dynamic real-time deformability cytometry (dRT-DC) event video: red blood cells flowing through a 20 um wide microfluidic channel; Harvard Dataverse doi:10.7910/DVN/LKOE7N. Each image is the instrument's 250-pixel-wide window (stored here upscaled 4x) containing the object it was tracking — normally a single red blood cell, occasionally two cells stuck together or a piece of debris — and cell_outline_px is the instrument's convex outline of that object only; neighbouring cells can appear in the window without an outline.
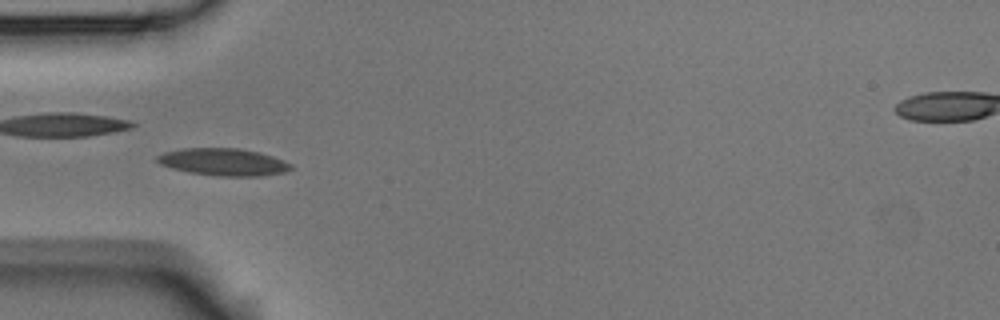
{"species": "Egyptian fruit bat (a non-hibernating species)", "species_latin": "Rousettus aegyptiacus", "temperature_condition": "room temperature", "stored_images_in_passage": 56, "camera_frame_rate_fps": 3000, "um_per_image_px": 0.085, "animal": {"sex": "male"}, "frame": {"image": 1, "passage_image": 17, "time_ms": 5.333, "image_size_px": [1000, 320], "cell_outline_px": [[292, 168], [284, 172], [260, 176], [216, 176], [188, 172], [172, 168], [160, 164], [156, 160], [156, 156], [164, 152], [184, 148], [240, 148], [260, 152], [284, 160], [292, 164]], "centroid_in_image_um": [18.99, 13.76], "position_along_channel_um": 66.0, "area_um2": 21.33}, "authors_computed_cell_mechanics": {"area_um2": 19.4208, "velocity_mm_per_s": 3.546, "shape_relaxation_time_tau1_ms": 7.5626, "shape_relaxation_time_tau2_ms": 4.8724, "deformation_change_tau1": 0.122, "deformation_change_tau2": 0.0971}}